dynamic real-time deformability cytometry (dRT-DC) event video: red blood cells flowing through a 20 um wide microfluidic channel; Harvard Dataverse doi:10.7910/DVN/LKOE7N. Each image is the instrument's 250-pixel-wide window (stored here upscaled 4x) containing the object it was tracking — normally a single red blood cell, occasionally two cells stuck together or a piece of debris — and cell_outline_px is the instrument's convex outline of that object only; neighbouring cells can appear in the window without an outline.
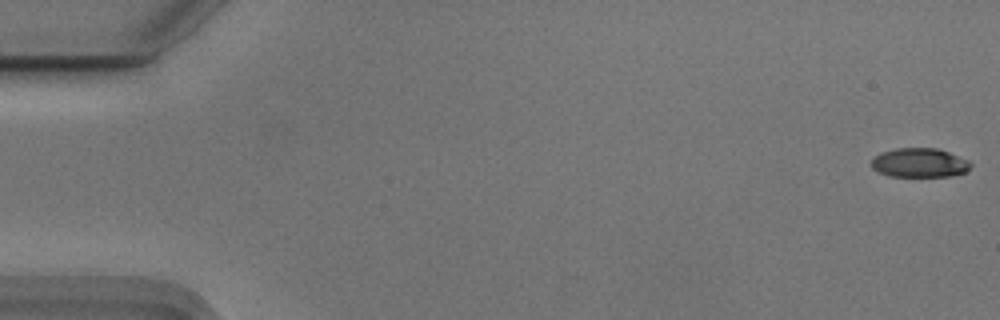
{"species": "Egyptian fruit bat (a non-hibernating species)", "species_latin": "Rousettus aegyptiacus", "temperature_condition": "cold", "stored_images_in_passage": 35, "camera_frame_rate_fps": 3000, "um_per_image_px": 0.085, "animal": {"sex": "male"}, "frame": {"image": 1, "passage_image": 1, "time_ms": 0.0, "image_size_px": [1000, 320], "cell_outline_px": [[972, 164], [964, 172], [948, 176], [888, 176], [876, 172], [872, 168], [872, 160], [880, 152], [896, 148], [936, 148], [948, 152], [968, 160]], "centroid_in_image_um": [78.11, 13.83], "position_along_channel_um": 6.9, "area_um2": 16.76}}
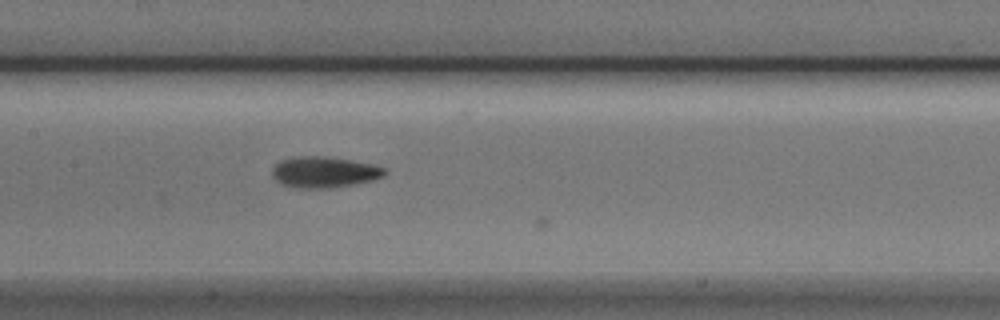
{"frame": {"image": 2, "passage_image": 27, "time_ms": 8.667, "image_size_px": [1000, 320], "cell_outline_px": [[388, 172], [384, 176], [372, 180], [352, 184], [328, 188], [296, 188], [280, 184], [272, 176], [272, 168], [280, 160], [292, 156], [324, 156], [372, 164], [384, 168]], "centroid_in_image_um": [27.51, 14.63], "position_along_channel_um": 179.9, "area_um2": 20.35}}
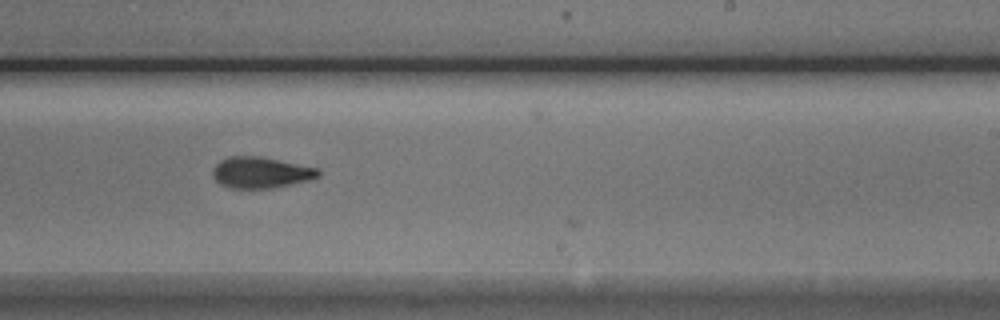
{"frame": {"image": 3, "passage_image": 34, "time_ms": 11.0, "image_size_px": [1000, 320], "cell_outline_px": [[320, 176], [308, 180], [272, 188], [232, 188], [220, 184], [212, 176], [212, 168], [220, 160], [228, 156], [264, 156], [320, 168]], "centroid_in_image_um": [22.17, 14.64], "position_along_channel_um": 266.8, "area_um2": 19.42}}